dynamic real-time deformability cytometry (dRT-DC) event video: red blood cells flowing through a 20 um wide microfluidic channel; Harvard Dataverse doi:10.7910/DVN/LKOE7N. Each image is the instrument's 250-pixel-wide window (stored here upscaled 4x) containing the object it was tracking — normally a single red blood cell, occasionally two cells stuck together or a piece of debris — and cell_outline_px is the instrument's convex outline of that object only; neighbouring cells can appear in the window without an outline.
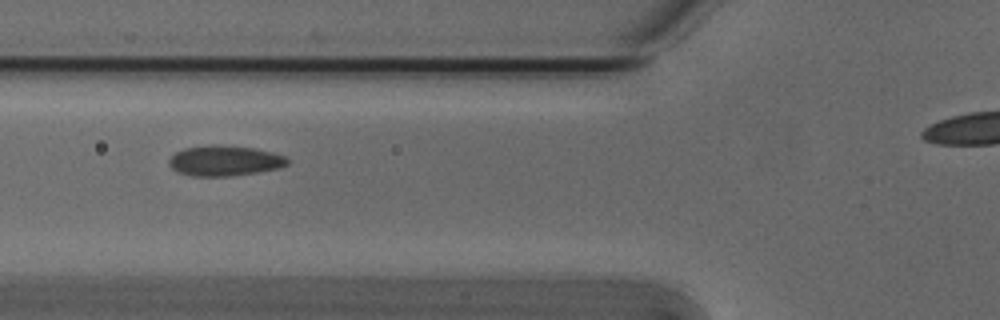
{"species": "Egyptian fruit bat (a non-hibernating species)", "species_latin": "Rousettus aegyptiacus", "temperature_condition": "cold", "stored_images_in_passage": 32, "camera_frame_rate_fps": 3000, "um_per_image_px": 0.085, "animal": {"sex": "male"}, "frame": {"image": 1, "passage_image": 7, "time_ms": 2.0, "image_size_px": [1000, 320], "cell_outline_px": [[288, 164], [280, 168], [232, 176], [192, 176], [176, 172], [168, 164], [168, 160], [176, 152], [184, 148], [212, 144], [216, 144], [256, 148], [272, 152], [284, 156], [288, 160]], "centroid_in_image_um": [19.07, 13.66], "position_along_channel_um": 106.7, "area_um2": 21.1}}
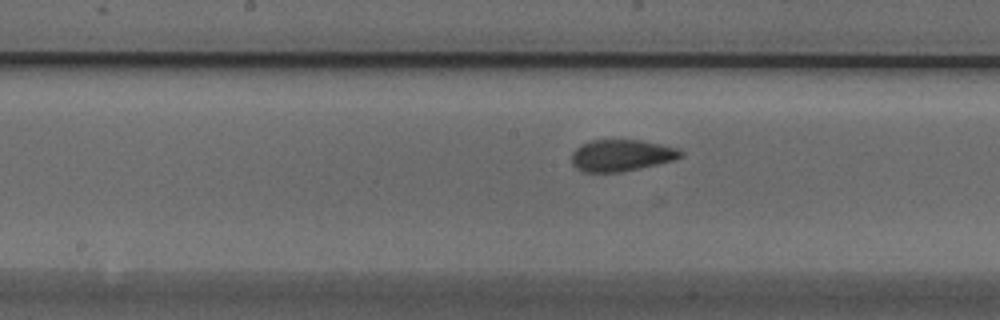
{"frame": {"image": 2, "passage_image": 14, "time_ms": 4.333, "image_size_px": [1000, 320], "cell_outline_px": [[684, 156], [676, 160], [640, 168], [620, 172], [584, 172], [576, 168], [572, 164], [572, 152], [580, 144], [592, 140], [640, 140], [680, 148], [684, 152]], "centroid_in_image_um": [52.85, 13.2], "position_along_channel_um": 195.3, "area_um2": 20.35}}
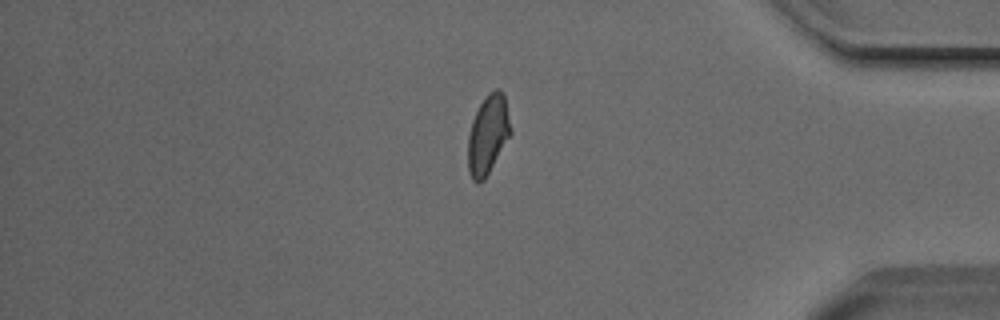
{"frame": {"image": 3, "passage_image": 32, "time_ms": 10.333, "image_size_px": [1000, 320], "cell_outline_px": [[512, 132], [484, 180], [480, 184], [476, 184], [472, 180], [468, 172], [468, 136], [472, 120], [480, 104], [488, 92], [496, 88], [500, 88], [504, 92]], "centroid_in_image_um": [41.47, 11.44], "position_along_channel_um": 393.7, "area_um2": 19.83}, "authors_computed_cell_mechanics": {"area_um2": 20.3167, "velocity_mm_per_s": 3.7933, "shape_relaxation_time_tau1_ms": 7.6184, "shape_relaxation_time_tau2_ms": 0.7377, "deformation_change_tau1": 0.165, "deformation_change_tau2": 0.0399}}